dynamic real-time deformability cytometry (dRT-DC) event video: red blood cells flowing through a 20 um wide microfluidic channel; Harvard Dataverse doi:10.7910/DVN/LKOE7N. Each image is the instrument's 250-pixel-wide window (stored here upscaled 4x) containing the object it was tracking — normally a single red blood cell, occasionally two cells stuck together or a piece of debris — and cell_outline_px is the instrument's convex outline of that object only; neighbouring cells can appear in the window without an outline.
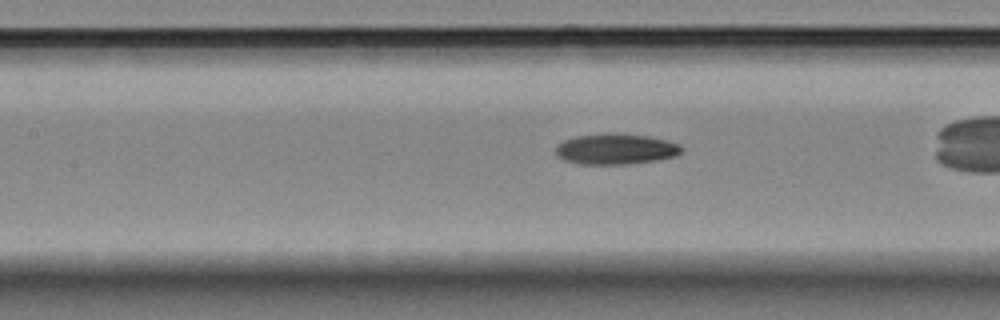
{"species": "Egyptian fruit bat (a non-hibernating species)", "species_latin": "Rousettus aegyptiacus", "temperature_condition": "room temperature", "stored_images_in_passage": 29, "camera_frame_rate_fps": 3000, "um_per_image_px": 0.085, "animal": {"sex": "female"}, "frame": {"image": 1, "passage_image": 9, "time_ms": 2.667, "image_size_px": [1000, 320], "cell_outline_px": [[680, 152], [676, 156], [656, 160], [628, 164], [576, 164], [564, 160], [556, 156], [556, 144], [564, 140], [576, 136], [604, 132], [612, 132], [648, 136], [680, 144]], "centroid_in_image_um": [52.27, 12.66], "position_along_channel_um": 155.1, "area_um2": 22.72}}
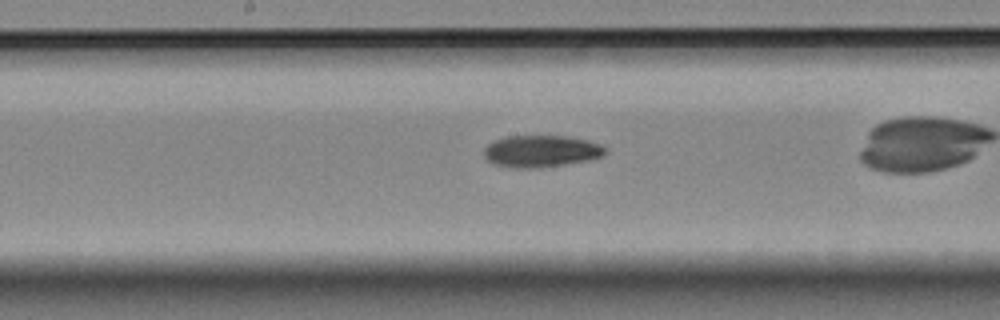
{"frame": {"image": 2, "passage_image": 13, "time_ms": 4.0, "image_size_px": [1000, 320], "cell_outline_px": [[608, 152], [604, 156], [592, 160], [540, 168], [512, 168], [496, 164], [488, 160], [484, 156], [484, 148], [492, 140], [504, 136], [568, 136], [588, 140], [600, 144]], "centroid_in_image_um": [46.01, 12.85], "position_along_channel_um": 202.2, "area_um2": 22.89}}